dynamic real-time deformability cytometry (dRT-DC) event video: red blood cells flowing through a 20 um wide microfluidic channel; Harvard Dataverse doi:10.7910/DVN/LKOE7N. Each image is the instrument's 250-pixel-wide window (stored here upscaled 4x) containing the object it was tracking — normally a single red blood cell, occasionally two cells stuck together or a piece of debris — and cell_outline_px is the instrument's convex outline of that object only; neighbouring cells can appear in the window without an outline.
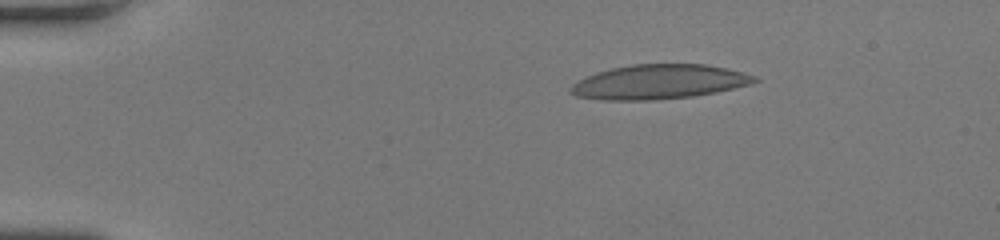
{"species": "human", "species_latin": "Homo sapiens", "temperature_condition": "room temperature", "stored_images_in_passage": 42, "camera_frame_rate_fps": 3000, "um_per_image_px": 0.085, "donor": {"sex": "female"}, "frame": {"image": 1, "passage_image": 1, "time_ms": 0.0, "image_size_px": [1000, 240], "cell_outline_px": [[760, 80], [752, 84], [716, 92], [692, 96], [656, 100], [600, 100], [576, 96], [568, 92], [568, 88], [572, 84], [596, 72], [612, 68], [632, 64], [704, 64], [724, 68], [756, 76]], "centroid_in_image_um": [55.99, 6.97], "position_along_channel_um": 29.0, "area_um2": 36.93}}
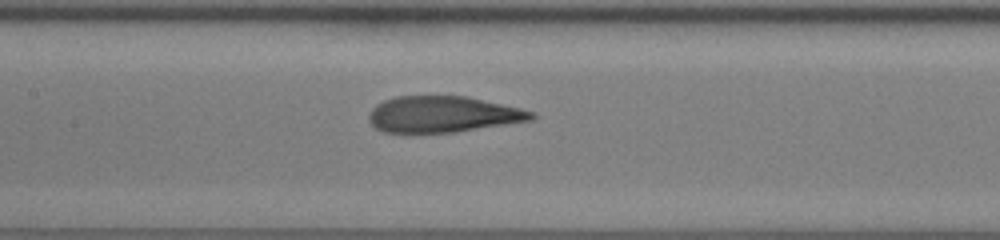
{"frame": {"image": 2, "passage_image": 17, "time_ms": 5.333, "image_size_px": [1000, 240], "cell_outline_px": [[536, 116], [532, 120], [452, 132], [384, 132], [376, 128], [368, 120], [368, 116], [372, 108], [376, 104], [384, 100], [396, 96], [468, 96], [520, 108], [536, 112]], "centroid_in_image_um": [37.64, 9.7], "position_along_channel_um": 169.8, "area_um2": 34.1}}
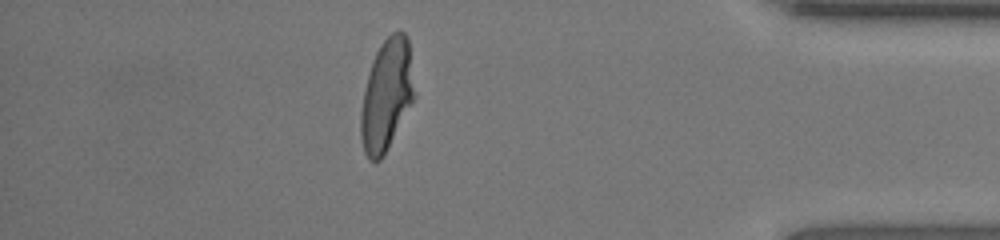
{"frame": {"image": 3, "passage_image": 36, "time_ms": 11.667, "image_size_px": [1000, 240], "cell_outline_px": [[416, 96], [384, 156], [380, 160], [368, 160], [364, 152], [360, 136], [360, 112], [368, 72], [372, 60], [380, 44], [392, 32], [404, 32], [408, 36]], "centroid_in_image_um": [32.86, 8.09], "position_along_channel_um": 402.3, "area_um2": 35.14}, "authors_computed_cell_mechanics": {"area_um2": 35.4314, "velocity_mm_per_s": 4.2158, "shape_relaxation_time_tau1_ms": 8.9519, "shape_relaxation_time_tau2_ms": 0.9951, "deformation_change_tau1": 0.3223, "deformation_change_tau2": 0.0796}}